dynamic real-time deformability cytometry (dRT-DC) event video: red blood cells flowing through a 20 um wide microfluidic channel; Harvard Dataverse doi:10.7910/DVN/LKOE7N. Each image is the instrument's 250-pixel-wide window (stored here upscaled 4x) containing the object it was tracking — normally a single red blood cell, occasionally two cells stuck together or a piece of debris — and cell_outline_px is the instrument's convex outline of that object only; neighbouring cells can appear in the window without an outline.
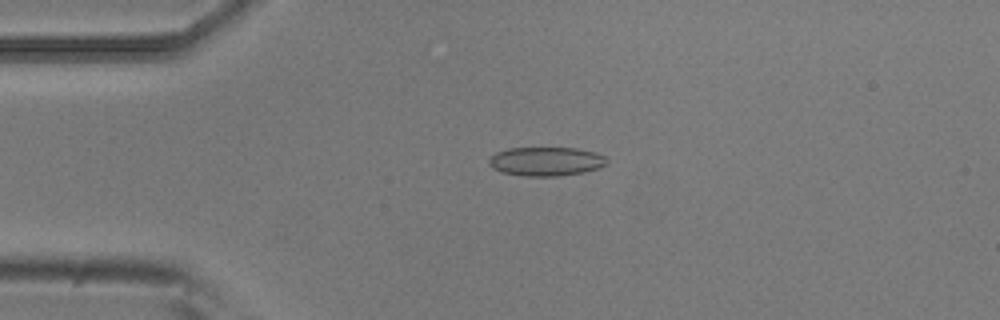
{"species": "common noctule bat (a hibernating species)", "species_latin": "Nyctalus noctula", "temperature_condition": "room temperature", "stored_images_in_passage": 5, "camera_frame_rate_fps": 3000, "um_per_image_px": 0.085, "animal": {"sex": "male", "body_mass_g": 20.5, "forearm_length_mm": 52.5}, "frame": {"image": 1, "passage_image": 4, "time_ms": 1.0, "image_size_px": [1000, 320], "cell_outline_px": [[608, 160], [604, 164], [596, 168], [584, 172], [556, 176], [524, 176], [500, 172], [492, 168], [488, 164], [488, 160], [496, 152], [508, 148], [576, 148], [596, 152], [604, 156]], "centroid_in_image_um": [46.36, 13.71], "position_along_channel_um": 38.6, "area_um2": 19.83}}